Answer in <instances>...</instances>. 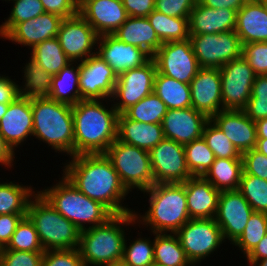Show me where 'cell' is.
Masks as SVG:
<instances>
[{"label":"cell","mask_w":267,"mask_h":266,"mask_svg":"<svg viewBox=\"0 0 267 266\" xmlns=\"http://www.w3.org/2000/svg\"><path fill=\"white\" fill-rule=\"evenodd\" d=\"M68 158L62 162L63 166L59 165L62 167L61 174L79 191L102 203L113 214L134 211L129 203L124 202L130 199L131 194L121 183L118 173L105 153L79 154Z\"/></svg>","instance_id":"cell-1"},{"label":"cell","mask_w":267,"mask_h":266,"mask_svg":"<svg viewBox=\"0 0 267 266\" xmlns=\"http://www.w3.org/2000/svg\"><path fill=\"white\" fill-rule=\"evenodd\" d=\"M72 115L74 155L105 153L117 139L119 113L111 99L80 100Z\"/></svg>","instance_id":"cell-2"},{"label":"cell","mask_w":267,"mask_h":266,"mask_svg":"<svg viewBox=\"0 0 267 266\" xmlns=\"http://www.w3.org/2000/svg\"><path fill=\"white\" fill-rule=\"evenodd\" d=\"M141 193L148 204L143 205L145 211H133L137 228L145 227L151 233H176L190 220L184 183L154 184Z\"/></svg>","instance_id":"cell-3"},{"label":"cell","mask_w":267,"mask_h":266,"mask_svg":"<svg viewBox=\"0 0 267 266\" xmlns=\"http://www.w3.org/2000/svg\"><path fill=\"white\" fill-rule=\"evenodd\" d=\"M130 227L137 230L134 212L114 214L105 223L80 231L77 249L84 266H102L122 260Z\"/></svg>","instance_id":"cell-4"},{"label":"cell","mask_w":267,"mask_h":266,"mask_svg":"<svg viewBox=\"0 0 267 266\" xmlns=\"http://www.w3.org/2000/svg\"><path fill=\"white\" fill-rule=\"evenodd\" d=\"M33 136L46 143L54 153L74 156V125L72 106L49 97L32 98Z\"/></svg>","instance_id":"cell-5"},{"label":"cell","mask_w":267,"mask_h":266,"mask_svg":"<svg viewBox=\"0 0 267 266\" xmlns=\"http://www.w3.org/2000/svg\"><path fill=\"white\" fill-rule=\"evenodd\" d=\"M38 192L80 231L105 223L114 214L102 203L79 191L63 174ZM55 183V184H54Z\"/></svg>","instance_id":"cell-6"},{"label":"cell","mask_w":267,"mask_h":266,"mask_svg":"<svg viewBox=\"0 0 267 266\" xmlns=\"http://www.w3.org/2000/svg\"><path fill=\"white\" fill-rule=\"evenodd\" d=\"M27 216L34 223L44 251L76 249L80 230L37 192L29 201Z\"/></svg>","instance_id":"cell-7"},{"label":"cell","mask_w":267,"mask_h":266,"mask_svg":"<svg viewBox=\"0 0 267 266\" xmlns=\"http://www.w3.org/2000/svg\"><path fill=\"white\" fill-rule=\"evenodd\" d=\"M105 155L112 162L121 183L131 193V197L134 190L139 194L155 184L149 151L116 139Z\"/></svg>","instance_id":"cell-8"},{"label":"cell","mask_w":267,"mask_h":266,"mask_svg":"<svg viewBox=\"0 0 267 266\" xmlns=\"http://www.w3.org/2000/svg\"><path fill=\"white\" fill-rule=\"evenodd\" d=\"M175 234L193 266H202L223 244H228L214 218L190 219Z\"/></svg>","instance_id":"cell-9"},{"label":"cell","mask_w":267,"mask_h":266,"mask_svg":"<svg viewBox=\"0 0 267 266\" xmlns=\"http://www.w3.org/2000/svg\"><path fill=\"white\" fill-rule=\"evenodd\" d=\"M189 39L200 67L221 68L242 56V43L235 30L189 35Z\"/></svg>","instance_id":"cell-10"},{"label":"cell","mask_w":267,"mask_h":266,"mask_svg":"<svg viewBox=\"0 0 267 266\" xmlns=\"http://www.w3.org/2000/svg\"><path fill=\"white\" fill-rule=\"evenodd\" d=\"M156 73L155 61L150 58L144 65L117 77L111 102L119 114L154 91Z\"/></svg>","instance_id":"cell-11"},{"label":"cell","mask_w":267,"mask_h":266,"mask_svg":"<svg viewBox=\"0 0 267 266\" xmlns=\"http://www.w3.org/2000/svg\"><path fill=\"white\" fill-rule=\"evenodd\" d=\"M219 70L223 110H243L251 97L256 74L243 56L224 64Z\"/></svg>","instance_id":"cell-12"},{"label":"cell","mask_w":267,"mask_h":266,"mask_svg":"<svg viewBox=\"0 0 267 266\" xmlns=\"http://www.w3.org/2000/svg\"><path fill=\"white\" fill-rule=\"evenodd\" d=\"M157 72L190 84L201 68L190 39L163 43L152 56Z\"/></svg>","instance_id":"cell-13"},{"label":"cell","mask_w":267,"mask_h":266,"mask_svg":"<svg viewBox=\"0 0 267 266\" xmlns=\"http://www.w3.org/2000/svg\"><path fill=\"white\" fill-rule=\"evenodd\" d=\"M154 183H184L193 177L186 163L184 145L164 138L149 151Z\"/></svg>","instance_id":"cell-14"},{"label":"cell","mask_w":267,"mask_h":266,"mask_svg":"<svg viewBox=\"0 0 267 266\" xmlns=\"http://www.w3.org/2000/svg\"><path fill=\"white\" fill-rule=\"evenodd\" d=\"M99 35L78 13L60 24L57 39L71 61L82 62L96 54Z\"/></svg>","instance_id":"cell-15"},{"label":"cell","mask_w":267,"mask_h":266,"mask_svg":"<svg viewBox=\"0 0 267 266\" xmlns=\"http://www.w3.org/2000/svg\"><path fill=\"white\" fill-rule=\"evenodd\" d=\"M252 213L250 204L238 190L220 192L214 219L225 242L232 245L239 238Z\"/></svg>","instance_id":"cell-16"},{"label":"cell","mask_w":267,"mask_h":266,"mask_svg":"<svg viewBox=\"0 0 267 266\" xmlns=\"http://www.w3.org/2000/svg\"><path fill=\"white\" fill-rule=\"evenodd\" d=\"M117 75L99 56L80 62L79 90L81 100L111 99Z\"/></svg>","instance_id":"cell-17"},{"label":"cell","mask_w":267,"mask_h":266,"mask_svg":"<svg viewBox=\"0 0 267 266\" xmlns=\"http://www.w3.org/2000/svg\"><path fill=\"white\" fill-rule=\"evenodd\" d=\"M0 134L15 153L20 151L27 140L34 139L31 137L33 136L31 99L19 95L8 105L6 114L0 119Z\"/></svg>","instance_id":"cell-18"},{"label":"cell","mask_w":267,"mask_h":266,"mask_svg":"<svg viewBox=\"0 0 267 266\" xmlns=\"http://www.w3.org/2000/svg\"><path fill=\"white\" fill-rule=\"evenodd\" d=\"M192 107L211 119L223 110L219 68L201 67L190 82Z\"/></svg>","instance_id":"cell-19"},{"label":"cell","mask_w":267,"mask_h":266,"mask_svg":"<svg viewBox=\"0 0 267 266\" xmlns=\"http://www.w3.org/2000/svg\"><path fill=\"white\" fill-rule=\"evenodd\" d=\"M96 55L104 60L117 76L144 65L151 58L143 49L126 44L113 34L99 36Z\"/></svg>","instance_id":"cell-20"},{"label":"cell","mask_w":267,"mask_h":266,"mask_svg":"<svg viewBox=\"0 0 267 266\" xmlns=\"http://www.w3.org/2000/svg\"><path fill=\"white\" fill-rule=\"evenodd\" d=\"M78 13L99 36L113 34L129 17L122 0H79Z\"/></svg>","instance_id":"cell-21"},{"label":"cell","mask_w":267,"mask_h":266,"mask_svg":"<svg viewBox=\"0 0 267 266\" xmlns=\"http://www.w3.org/2000/svg\"><path fill=\"white\" fill-rule=\"evenodd\" d=\"M210 119L193 107L168 109L161 125L164 137L185 145L202 137L203 129Z\"/></svg>","instance_id":"cell-22"},{"label":"cell","mask_w":267,"mask_h":266,"mask_svg":"<svg viewBox=\"0 0 267 266\" xmlns=\"http://www.w3.org/2000/svg\"><path fill=\"white\" fill-rule=\"evenodd\" d=\"M64 18L44 12L36 18L17 23L3 38L12 44L22 45L30 50L36 44L57 37L59 27Z\"/></svg>","instance_id":"cell-23"},{"label":"cell","mask_w":267,"mask_h":266,"mask_svg":"<svg viewBox=\"0 0 267 266\" xmlns=\"http://www.w3.org/2000/svg\"><path fill=\"white\" fill-rule=\"evenodd\" d=\"M211 120L241 155L256 147V124L243 110H221Z\"/></svg>","instance_id":"cell-24"},{"label":"cell","mask_w":267,"mask_h":266,"mask_svg":"<svg viewBox=\"0 0 267 266\" xmlns=\"http://www.w3.org/2000/svg\"><path fill=\"white\" fill-rule=\"evenodd\" d=\"M237 11L233 9H213L196 3L188 19L189 35L218 34L234 31Z\"/></svg>","instance_id":"cell-25"},{"label":"cell","mask_w":267,"mask_h":266,"mask_svg":"<svg viewBox=\"0 0 267 266\" xmlns=\"http://www.w3.org/2000/svg\"><path fill=\"white\" fill-rule=\"evenodd\" d=\"M190 219L214 218L220 191L203 176H193L184 182Z\"/></svg>","instance_id":"cell-26"},{"label":"cell","mask_w":267,"mask_h":266,"mask_svg":"<svg viewBox=\"0 0 267 266\" xmlns=\"http://www.w3.org/2000/svg\"><path fill=\"white\" fill-rule=\"evenodd\" d=\"M235 32L242 45L267 42V13L259 0H248L237 11Z\"/></svg>","instance_id":"cell-27"},{"label":"cell","mask_w":267,"mask_h":266,"mask_svg":"<svg viewBox=\"0 0 267 266\" xmlns=\"http://www.w3.org/2000/svg\"><path fill=\"white\" fill-rule=\"evenodd\" d=\"M161 124L143 123L118 115L117 139L123 143L150 151L164 139Z\"/></svg>","instance_id":"cell-28"},{"label":"cell","mask_w":267,"mask_h":266,"mask_svg":"<svg viewBox=\"0 0 267 266\" xmlns=\"http://www.w3.org/2000/svg\"><path fill=\"white\" fill-rule=\"evenodd\" d=\"M120 41L143 49L151 58L163 44L147 17H131L113 33Z\"/></svg>","instance_id":"cell-29"},{"label":"cell","mask_w":267,"mask_h":266,"mask_svg":"<svg viewBox=\"0 0 267 266\" xmlns=\"http://www.w3.org/2000/svg\"><path fill=\"white\" fill-rule=\"evenodd\" d=\"M79 76L80 62L71 61L52 77L49 98L71 106L76 105L81 100Z\"/></svg>","instance_id":"cell-30"},{"label":"cell","mask_w":267,"mask_h":266,"mask_svg":"<svg viewBox=\"0 0 267 266\" xmlns=\"http://www.w3.org/2000/svg\"><path fill=\"white\" fill-rule=\"evenodd\" d=\"M0 215L27 214L30 199L38 192L31 183L24 185L16 180L3 181L0 177ZM16 181V182H15Z\"/></svg>","instance_id":"cell-31"},{"label":"cell","mask_w":267,"mask_h":266,"mask_svg":"<svg viewBox=\"0 0 267 266\" xmlns=\"http://www.w3.org/2000/svg\"><path fill=\"white\" fill-rule=\"evenodd\" d=\"M23 63L24 66L20 71L22 72L19 82V95L32 98L49 97L52 87V75L46 72L36 61L32 58Z\"/></svg>","instance_id":"cell-32"},{"label":"cell","mask_w":267,"mask_h":266,"mask_svg":"<svg viewBox=\"0 0 267 266\" xmlns=\"http://www.w3.org/2000/svg\"><path fill=\"white\" fill-rule=\"evenodd\" d=\"M153 92L168 109L192 107L190 85L158 72L155 75Z\"/></svg>","instance_id":"cell-33"},{"label":"cell","mask_w":267,"mask_h":266,"mask_svg":"<svg viewBox=\"0 0 267 266\" xmlns=\"http://www.w3.org/2000/svg\"><path fill=\"white\" fill-rule=\"evenodd\" d=\"M242 172V159L215 158L203 177L220 192L238 190Z\"/></svg>","instance_id":"cell-34"},{"label":"cell","mask_w":267,"mask_h":266,"mask_svg":"<svg viewBox=\"0 0 267 266\" xmlns=\"http://www.w3.org/2000/svg\"><path fill=\"white\" fill-rule=\"evenodd\" d=\"M154 264L193 266L175 233H154Z\"/></svg>","instance_id":"cell-35"},{"label":"cell","mask_w":267,"mask_h":266,"mask_svg":"<svg viewBox=\"0 0 267 266\" xmlns=\"http://www.w3.org/2000/svg\"><path fill=\"white\" fill-rule=\"evenodd\" d=\"M30 58L52 76L59 73L71 60L61 48L57 37L46 39L30 49Z\"/></svg>","instance_id":"cell-36"},{"label":"cell","mask_w":267,"mask_h":266,"mask_svg":"<svg viewBox=\"0 0 267 266\" xmlns=\"http://www.w3.org/2000/svg\"><path fill=\"white\" fill-rule=\"evenodd\" d=\"M147 19L162 43L189 39V17H171L153 10Z\"/></svg>","instance_id":"cell-37"},{"label":"cell","mask_w":267,"mask_h":266,"mask_svg":"<svg viewBox=\"0 0 267 266\" xmlns=\"http://www.w3.org/2000/svg\"><path fill=\"white\" fill-rule=\"evenodd\" d=\"M131 230L132 229L128 231V236L126 235L125 238L122 260L127 266L154 265V233H152L153 239H151V232H149V235L151 236L148 237L146 235L145 237L142 234V231L140 232L139 230H137L135 233H137L138 235L133 238V236L130 235V233H133L131 232Z\"/></svg>","instance_id":"cell-38"},{"label":"cell","mask_w":267,"mask_h":266,"mask_svg":"<svg viewBox=\"0 0 267 266\" xmlns=\"http://www.w3.org/2000/svg\"><path fill=\"white\" fill-rule=\"evenodd\" d=\"M167 110V106L152 92L137 104L126 109L123 114L128 119L138 122L161 124Z\"/></svg>","instance_id":"cell-39"},{"label":"cell","mask_w":267,"mask_h":266,"mask_svg":"<svg viewBox=\"0 0 267 266\" xmlns=\"http://www.w3.org/2000/svg\"><path fill=\"white\" fill-rule=\"evenodd\" d=\"M267 233V214L253 211L243 233L232 244L245 258Z\"/></svg>","instance_id":"cell-40"},{"label":"cell","mask_w":267,"mask_h":266,"mask_svg":"<svg viewBox=\"0 0 267 266\" xmlns=\"http://www.w3.org/2000/svg\"><path fill=\"white\" fill-rule=\"evenodd\" d=\"M186 163L192 176H204L215 161V155L203 137L185 144Z\"/></svg>","instance_id":"cell-41"},{"label":"cell","mask_w":267,"mask_h":266,"mask_svg":"<svg viewBox=\"0 0 267 266\" xmlns=\"http://www.w3.org/2000/svg\"><path fill=\"white\" fill-rule=\"evenodd\" d=\"M8 2L13 5L10 14L0 25V39L17 23L36 18L45 12L40 0H8Z\"/></svg>","instance_id":"cell-42"},{"label":"cell","mask_w":267,"mask_h":266,"mask_svg":"<svg viewBox=\"0 0 267 266\" xmlns=\"http://www.w3.org/2000/svg\"><path fill=\"white\" fill-rule=\"evenodd\" d=\"M238 191L253 211L267 214V180L242 172Z\"/></svg>","instance_id":"cell-43"},{"label":"cell","mask_w":267,"mask_h":266,"mask_svg":"<svg viewBox=\"0 0 267 266\" xmlns=\"http://www.w3.org/2000/svg\"><path fill=\"white\" fill-rule=\"evenodd\" d=\"M5 249L16 251L44 252L34 223L25 216L18 223Z\"/></svg>","instance_id":"cell-44"},{"label":"cell","mask_w":267,"mask_h":266,"mask_svg":"<svg viewBox=\"0 0 267 266\" xmlns=\"http://www.w3.org/2000/svg\"><path fill=\"white\" fill-rule=\"evenodd\" d=\"M202 137L215 158L242 159L239 151L211 119L206 123Z\"/></svg>","instance_id":"cell-45"},{"label":"cell","mask_w":267,"mask_h":266,"mask_svg":"<svg viewBox=\"0 0 267 266\" xmlns=\"http://www.w3.org/2000/svg\"><path fill=\"white\" fill-rule=\"evenodd\" d=\"M243 111L253 122L267 118V75H256L251 97Z\"/></svg>","instance_id":"cell-46"},{"label":"cell","mask_w":267,"mask_h":266,"mask_svg":"<svg viewBox=\"0 0 267 266\" xmlns=\"http://www.w3.org/2000/svg\"><path fill=\"white\" fill-rule=\"evenodd\" d=\"M242 56L256 75H267V42L243 44Z\"/></svg>","instance_id":"cell-47"},{"label":"cell","mask_w":267,"mask_h":266,"mask_svg":"<svg viewBox=\"0 0 267 266\" xmlns=\"http://www.w3.org/2000/svg\"><path fill=\"white\" fill-rule=\"evenodd\" d=\"M44 252L16 251L2 248L0 266H41Z\"/></svg>","instance_id":"cell-48"},{"label":"cell","mask_w":267,"mask_h":266,"mask_svg":"<svg viewBox=\"0 0 267 266\" xmlns=\"http://www.w3.org/2000/svg\"><path fill=\"white\" fill-rule=\"evenodd\" d=\"M41 266H84L78 249L44 251Z\"/></svg>","instance_id":"cell-49"},{"label":"cell","mask_w":267,"mask_h":266,"mask_svg":"<svg viewBox=\"0 0 267 266\" xmlns=\"http://www.w3.org/2000/svg\"><path fill=\"white\" fill-rule=\"evenodd\" d=\"M242 160L246 174L267 180V156L253 148L242 154Z\"/></svg>","instance_id":"cell-50"},{"label":"cell","mask_w":267,"mask_h":266,"mask_svg":"<svg viewBox=\"0 0 267 266\" xmlns=\"http://www.w3.org/2000/svg\"><path fill=\"white\" fill-rule=\"evenodd\" d=\"M198 0H155V8L171 17H189Z\"/></svg>","instance_id":"cell-51"},{"label":"cell","mask_w":267,"mask_h":266,"mask_svg":"<svg viewBox=\"0 0 267 266\" xmlns=\"http://www.w3.org/2000/svg\"><path fill=\"white\" fill-rule=\"evenodd\" d=\"M45 12L62 18H70L78 14V0H40Z\"/></svg>","instance_id":"cell-52"},{"label":"cell","mask_w":267,"mask_h":266,"mask_svg":"<svg viewBox=\"0 0 267 266\" xmlns=\"http://www.w3.org/2000/svg\"><path fill=\"white\" fill-rule=\"evenodd\" d=\"M27 214L0 215V249L5 248L23 217Z\"/></svg>","instance_id":"cell-53"},{"label":"cell","mask_w":267,"mask_h":266,"mask_svg":"<svg viewBox=\"0 0 267 266\" xmlns=\"http://www.w3.org/2000/svg\"><path fill=\"white\" fill-rule=\"evenodd\" d=\"M13 76L0 73V103L10 104L16 97L19 96V87L16 78ZM12 78V79H11Z\"/></svg>","instance_id":"cell-54"},{"label":"cell","mask_w":267,"mask_h":266,"mask_svg":"<svg viewBox=\"0 0 267 266\" xmlns=\"http://www.w3.org/2000/svg\"><path fill=\"white\" fill-rule=\"evenodd\" d=\"M131 17H147L155 8V0H122Z\"/></svg>","instance_id":"cell-55"},{"label":"cell","mask_w":267,"mask_h":266,"mask_svg":"<svg viewBox=\"0 0 267 266\" xmlns=\"http://www.w3.org/2000/svg\"><path fill=\"white\" fill-rule=\"evenodd\" d=\"M16 154L17 153H15L11 149V147L5 142L4 138L0 134V166H1V169H2V166H4V169H7L8 171L10 169L12 172V168L14 170V167H16L15 165L17 164L16 163L17 156H15Z\"/></svg>","instance_id":"cell-56"},{"label":"cell","mask_w":267,"mask_h":266,"mask_svg":"<svg viewBox=\"0 0 267 266\" xmlns=\"http://www.w3.org/2000/svg\"><path fill=\"white\" fill-rule=\"evenodd\" d=\"M265 258H267V233L244 259L247 261V266H252L256 261Z\"/></svg>","instance_id":"cell-57"},{"label":"cell","mask_w":267,"mask_h":266,"mask_svg":"<svg viewBox=\"0 0 267 266\" xmlns=\"http://www.w3.org/2000/svg\"><path fill=\"white\" fill-rule=\"evenodd\" d=\"M202 5L213 9H233L238 11L248 0H198Z\"/></svg>","instance_id":"cell-58"},{"label":"cell","mask_w":267,"mask_h":266,"mask_svg":"<svg viewBox=\"0 0 267 266\" xmlns=\"http://www.w3.org/2000/svg\"><path fill=\"white\" fill-rule=\"evenodd\" d=\"M257 139H267V118L255 122Z\"/></svg>","instance_id":"cell-59"},{"label":"cell","mask_w":267,"mask_h":266,"mask_svg":"<svg viewBox=\"0 0 267 266\" xmlns=\"http://www.w3.org/2000/svg\"><path fill=\"white\" fill-rule=\"evenodd\" d=\"M255 149L267 156V139H257Z\"/></svg>","instance_id":"cell-60"},{"label":"cell","mask_w":267,"mask_h":266,"mask_svg":"<svg viewBox=\"0 0 267 266\" xmlns=\"http://www.w3.org/2000/svg\"><path fill=\"white\" fill-rule=\"evenodd\" d=\"M9 104L0 103V119L6 114Z\"/></svg>","instance_id":"cell-61"},{"label":"cell","mask_w":267,"mask_h":266,"mask_svg":"<svg viewBox=\"0 0 267 266\" xmlns=\"http://www.w3.org/2000/svg\"><path fill=\"white\" fill-rule=\"evenodd\" d=\"M102 266H127L123 260L115 261V262H110L107 264H104Z\"/></svg>","instance_id":"cell-62"},{"label":"cell","mask_w":267,"mask_h":266,"mask_svg":"<svg viewBox=\"0 0 267 266\" xmlns=\"http://www.w3.org/2000/svg\"><path fill=\"white\" fill-rule=\"evenodd\" d=\"M252 266H267V258L256 261Z\"/></svg>","instance_id":"cell-63"},{"label":"cell","mask_w":267,"mask_h":266,"mask_svg":"<svg viewBox=\"0 0 267 266\" xmlns=\"http://www.w3.org/2000/svg\"><path fill=\"white\" fill-rule=\"evenodd\" d=\"M267 13V0H259Z\"/></svg>","instance_id":"cell-64"}]
</instances>
